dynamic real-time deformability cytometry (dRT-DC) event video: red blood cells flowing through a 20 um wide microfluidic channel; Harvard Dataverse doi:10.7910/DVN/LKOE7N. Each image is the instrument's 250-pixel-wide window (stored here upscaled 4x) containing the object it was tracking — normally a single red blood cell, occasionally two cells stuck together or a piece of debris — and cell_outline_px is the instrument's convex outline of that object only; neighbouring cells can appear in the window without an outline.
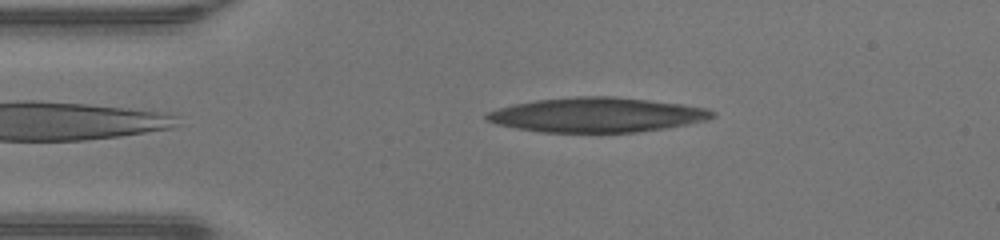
{"species": "human", "species_latin": "Homo sapiens", "temperature_condition": "warm", "stored_images_in_passage": 39, "camera_frame_rate_fps": 3000, "um_per_image_px": 0.085, "donor": {"sex": "male"}, "frame": {"image": 1, "passage_image": 1, "time_ms": 0.0, "image_size_px": [1000, 240], "cell_outline_px": [[716, 116], [708, 120], [664, 128], [636, 132], [540, 132], [516, 128], [496, 124], [488, 120], [484, 116], [488, 112], [512, 104], [536, 100], [576, 96], [612, 96], [648, 100], [680, 104], [704, 108], [716, 112]], "centroid_in_image_um": [50.72, 9.76], "position_along_channel_um": 34.3, "area_um2": 45.32}}
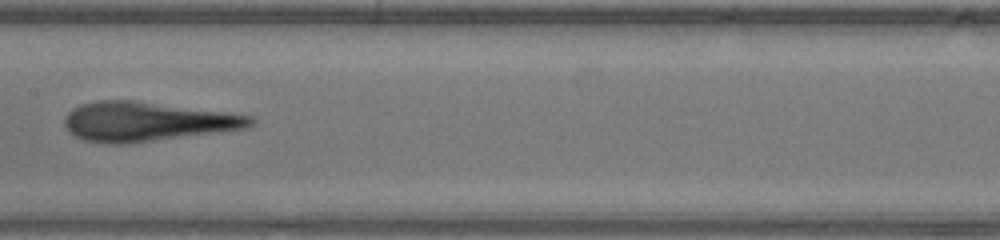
{"frame": {"image": 2, "passage_image": 15, "time_ms": 4.667, "image_size_px": [1000, 240], "cell_outline_px": [[256, 120], [248, 128], [120, 144], [108, 144], [84, 140], [68, 132], [64, 124], [64, 120], [68, 112], [72, 108], [80, 104], [96, 100], [136, 100], [224, 112], [252, 116]], "centroid_in_image_um": [12.43, 10.32], "position_along_channel_um": 195.0, "area_um2": 42.25}}
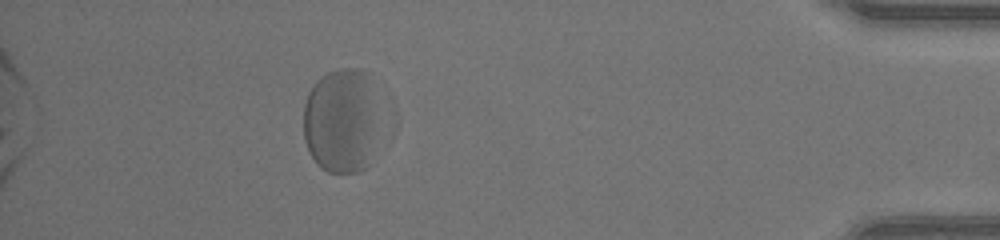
{"frame": {"image": 3, "passage_image": 34, "time_ms": 11.0, "image_size_px": [1000, 240], "cell_outline_px": [[372, 132], [368, 164], [360, 172], [328, 172], [320, 168], [316, 164], [308, 148], [304, 136], [304, 104], [308, 92], [316, 80], [320, 76], [328, 72], [340, 68], [360, 68], [364, 72], [372, 104]], "centroid_in_image_um": [28.84, 10.28], "position_along_channel_um": 406.4, "area_um2": 44.16}, "authors_computed_cell_mechanics": {"area_um2": 45.2574, "velocity_mm_per_s": 4.2229, "shape_relaxation_time_tau1_ms": 2.9877, "shape_relaxation_time_tau2_ms": 1.1385, "deformation_change_tau1": 0.146, "deformation_change_tau2": 0.1154}}